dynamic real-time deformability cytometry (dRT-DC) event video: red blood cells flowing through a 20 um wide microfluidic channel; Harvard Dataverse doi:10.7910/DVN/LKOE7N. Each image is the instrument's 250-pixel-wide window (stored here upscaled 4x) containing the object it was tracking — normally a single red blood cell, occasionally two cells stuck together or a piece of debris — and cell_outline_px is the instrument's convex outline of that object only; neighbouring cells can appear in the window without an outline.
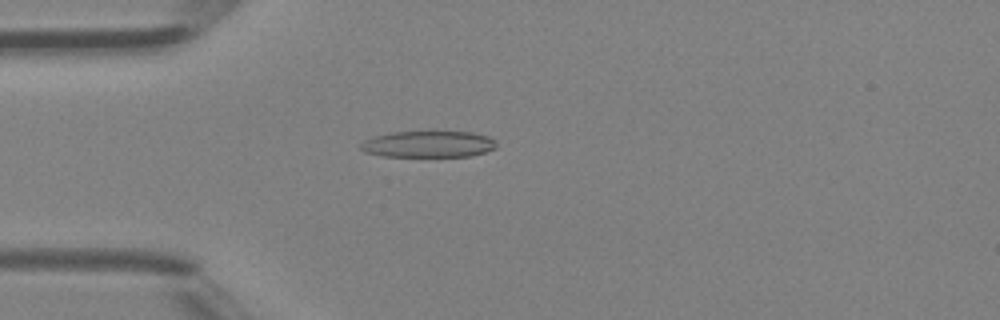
{"species": "Egyptian fruit bat (a non-hibernating species)", "species_latin": "Rousettus aegyptiacus", "temperature_condition": "room temperature", "stored_images_in_passage": 42, "camera_frame_rate_fps": 3000, "um_per_image_px": 0.085, "animal": {"sex": "female"}, "frame": {"image": 1, "passage_image": 9, "time_ms": 2.667, "image_size_px": [1000, 320], "cell_outline_px": [[496, 148], [472, 156], [384, 156], [364, 152], [360, 148], [360, 144], [364, 140], [376, 136], [392, 132], [424, 128], [436, 128], [472, 132], [488, 136], [496, 140]], "centroid_in_image_um": [36.44, 12.18], "position_along_channel_um": 48.6, "area_um2": 22.14}}
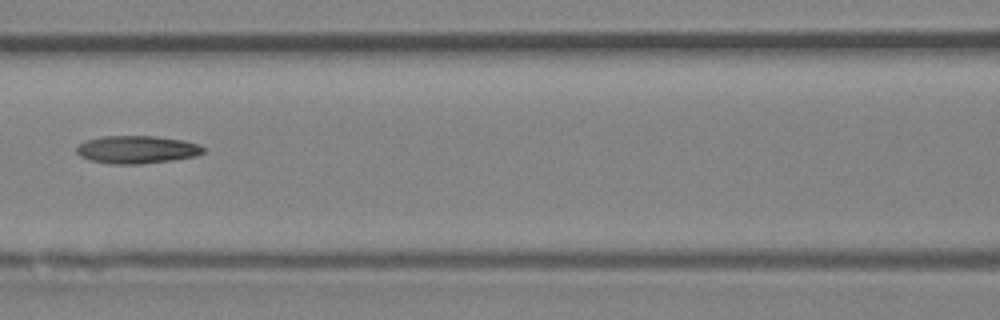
{"frame": {"image": 2, "passage_image": 17, "time_ms": 5.333, "image_size_px": [1000, 320], "cell_outline_px": [[204, 152], [196, 156], [172, 160], [140, 164], [112, 164], [88, 160], [80, 156], [76, 152], [76, 148], [80, 144], [88, 140], [104, 136], [156, 136], [180, 140], [200, 144], [204, 148]], "centroid_in_image_um": [11.63, 12.72], "position_along_channel_um": 155.0, "area_um2": 20.46}}
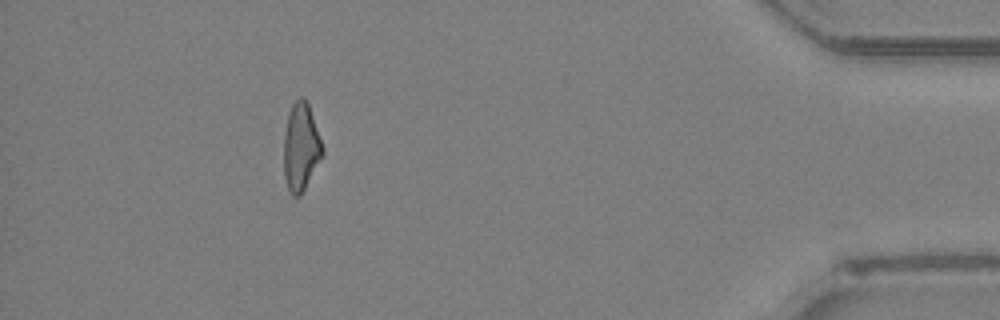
{"frame": {"image": 3, "passage_image": 38, "time_ms": 12.333, "image_size_px": [1000, 320], "cell_outline_px": [[324, 156], [300, 196], [292, 196], [288, 192], [284, 176], [284, 136], [288, 116], [292, 104], [300, 96], [304, 96], [308, 104], [324, 148]], "centroid_in_image_um": [25.59, 12.54], "position_along_channel_um": 409.6, "area_um2": 19.94}, "authors_computed_cell_mechanics": {"area_um2": 19.9988, "velocity_mm_per_s": 4.4668, "shape_relaxation_time_tau1_ms": null, "shape_relaxation_time_tau2_ms": 4.889, "deformation_change_tau1": null, "deformation_change_tau2": 0.1699}}